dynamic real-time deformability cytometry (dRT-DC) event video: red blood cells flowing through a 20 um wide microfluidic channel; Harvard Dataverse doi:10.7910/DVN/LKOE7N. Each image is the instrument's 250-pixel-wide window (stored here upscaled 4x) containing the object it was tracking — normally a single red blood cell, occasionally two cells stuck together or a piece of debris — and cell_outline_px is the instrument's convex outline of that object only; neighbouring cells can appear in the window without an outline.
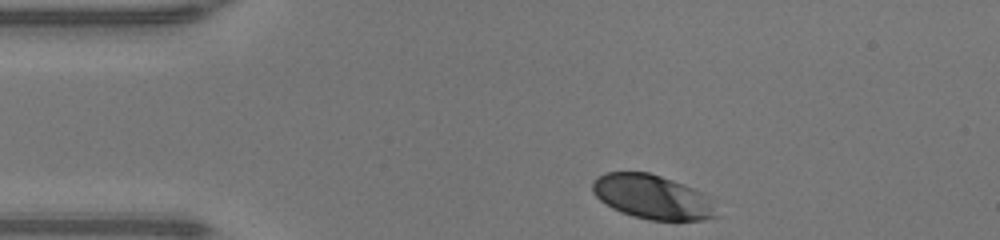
{"species": "human", "species_latin": "Homo sapiens", "temperature_condition": "warm", "stored_images_in_passage": 31, "camera_frame_rate_fps": 3000, "um_per_image_px": 0.085, "donor": {"sex": "male"}, "frame": {"image": 1, "passage_image": 1, "time_ms": 0.0, "image_size_px": [1000, 240], "cell_outline_px": [[716, 216], [704, 220], [648, 220], [632, 216], [620, 212], [612, 208], [600, 200], [592, 192], [592, 184], [600, 176], [608, 172], [648, 172], [684, 184], [708, 196]], "centroid_in_image_um": [55.41, 16.75], "position_along_channel_um": 29.6, "area_um2": 31.5}}
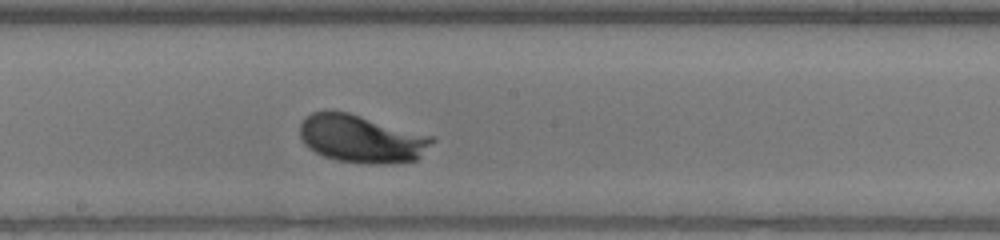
{"frame": {"image": 2, "passage_image": 18, "time_ms": 5.667, "image_size_px": [1000, 240], "cell_outline_px": [[436, 140], [416, 160], [388, 164], [368, 164], [336, 160], [324, 156], [308, 148], [304, 144], [300, 136], [300, 124], [304, 116], [312, 112], [348, 112], [436, 136]], "centroid_in_image_um": [30.76, 11.8], "position_along_channel_um": 217.4, "area_um2": 37.11}}
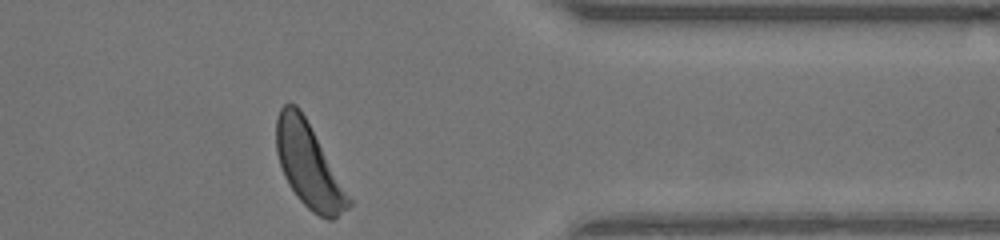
{"frame": {"image": 3, "passage_image": 31, "time_ms": 10.0, "image_size_px": [1000, 240], "cell_outline_px": [[352, 204], [348, 208], [332, 220], [328, 220], [312, 212], [300, 200], [288, 184], [284, 176], [276, 152], [276, 116], [280, 108], [284, 104], [296, 104], [300, 108], [352, 200]], "centroid_in_image_um": [26.21, 14.05], "position_along_channel_um": 385.2, "area_um2": 34.97}, "authors_computed_cell_mechanics": {"area_um2": 34.3332, "velocity_mm_per_s": 4.2875, "shape_relaxation_time_tau1_ms": 2.1302, "shape_relaxation_time_tau2_ms": null, "deformation_change_tau1": 0.1419, "deformation_change_tau2": null}}